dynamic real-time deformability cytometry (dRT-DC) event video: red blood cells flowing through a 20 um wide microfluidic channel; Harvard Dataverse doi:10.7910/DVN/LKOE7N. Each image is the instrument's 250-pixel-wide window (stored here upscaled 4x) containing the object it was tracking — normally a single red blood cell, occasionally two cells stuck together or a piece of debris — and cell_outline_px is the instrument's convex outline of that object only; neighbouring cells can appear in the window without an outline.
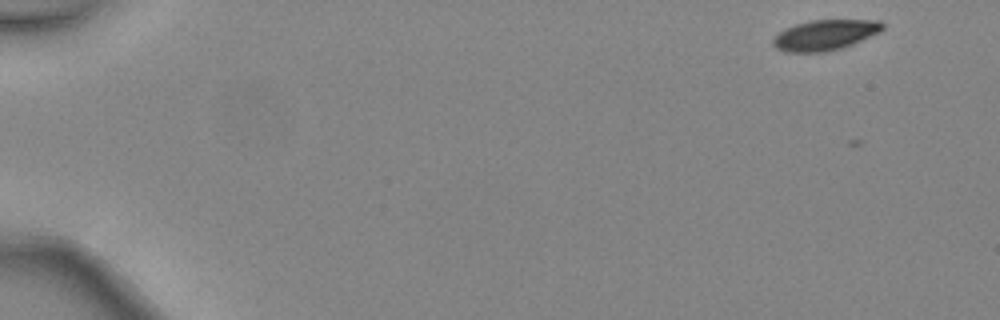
{"species": "common noctule bat (a hibernating species)", "species_latin": "Nyctalus noctula", "temperature_condition": "warm", "stored_images_in_passage": 5, "camera_frame_rate_fps": 3000, "um_per_image_px": 0.085, "animal": {"sex": "female", "body_mass_g": 24.6, "forearm_length_mm": 56.2}, "frame": {"image": 1, "passage_image": 1, "time_ms": 0.0, "image_size_px": [1000, 320], "cell_outline_px": [[884, 28], [880, 32], [852, 44], [840, 48], [824, 52], [788, 52], [776, 48], [772, 44], [772, 40], [780, 32], [796, 24], [812, 20], [880, 20], [884, 24]], "centroid_in_image_um": [70.15, 2.97], "position_along_channel_um": 14.8, "area_um2": 19.19}}
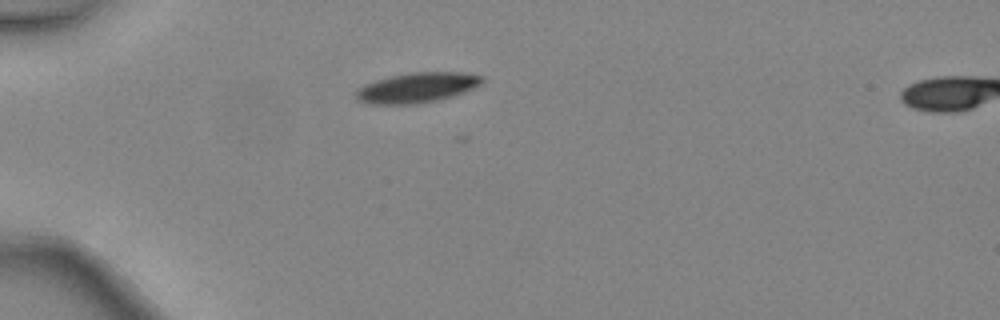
{"frame": {"image": 2, "passage_image": 4, "time_ms": 1.0, "image_size_px": [1000, 320], "cell_outline_px": [[484, 80], [476, 88], [452, 96], [436, 100], [416, 104], [372, 104], [356, 100], [352, 96], [356, 88], [364, 84], [376, 80], [392, 76], [412, 72], [464, 72], [484, 76]], "centroid_in_image_um": [35.42, 7.45], "position_along_channel_um": 49.6, "area_um2": 22.37}}